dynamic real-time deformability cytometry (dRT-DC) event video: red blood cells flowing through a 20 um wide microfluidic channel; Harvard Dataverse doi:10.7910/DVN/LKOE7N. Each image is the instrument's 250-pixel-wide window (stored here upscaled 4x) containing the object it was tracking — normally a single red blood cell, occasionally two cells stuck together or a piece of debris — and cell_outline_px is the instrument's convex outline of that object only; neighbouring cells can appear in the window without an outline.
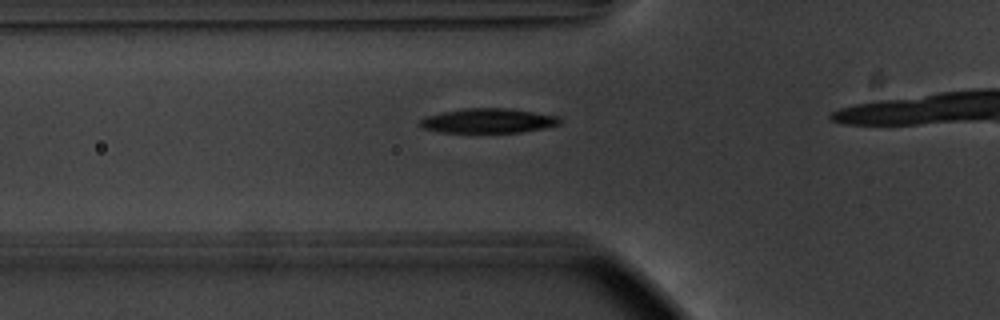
{"species": "common noctule bat (a hibernating species)", "species_latin": "Nyctalus noctula", "temperature_condition": "warm", "stored_images_in_passage": 18, "camera_frame_rate_fps": 3000, "um_per_image_px": 0.085, "animal": {"sex": "male", "body_mass_g": 20.1, "forearm_length_mm": 53.5}, "frame": {"image": 1, "passage_image": 13, "time_ms": 4.0, "image_size_px": [1000, 320], "cell_outline_px": [[564, 120], [560, 124], [544, 128], [520, 132], [440, 132], [424, 128], [420, 124], [420, 120], [424, 116], [464, 108], [508, 108], [560, 116]], "centroid_in_image_um": [41.55, 10.26], "position_along_channel_um": 84.3, "area_um2": 20.0}}